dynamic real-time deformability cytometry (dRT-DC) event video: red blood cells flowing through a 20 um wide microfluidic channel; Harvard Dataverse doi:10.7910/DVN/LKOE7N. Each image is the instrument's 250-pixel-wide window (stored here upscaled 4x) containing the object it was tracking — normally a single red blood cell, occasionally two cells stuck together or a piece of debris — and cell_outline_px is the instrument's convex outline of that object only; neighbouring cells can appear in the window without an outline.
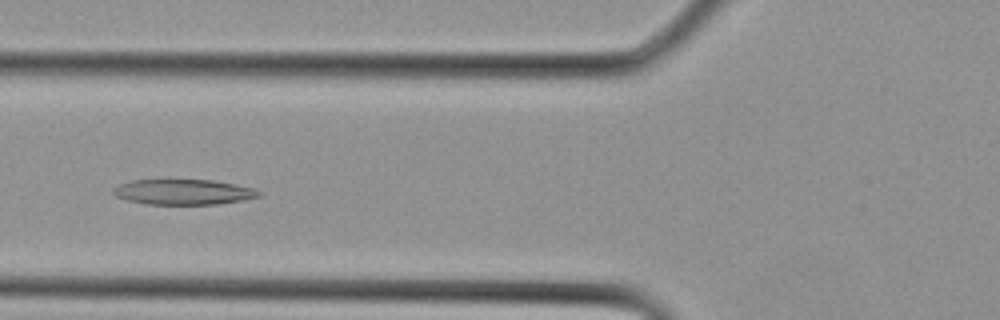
{"species": "Egyptian fruit bat (a non-hibernating species)", "species_latin": "Rousettus aegyptiacus", "temperature_condition": "cold", "stored_images_in_passage": 10, "camera_frame_rate_fps": 3000, "um_per_image_px": 0.085, "animal": {"sex": "female"}, "frame": {"image": 1, "passage_image": 7, "time_ms": 2.0, "image_size_px": [1000, 320], "cell_outline_px": [[260, 196], [244, 200], [216, 204], [148, 204], [128, 200], [116, 196], [112, 192], [112, 188], [128, 180], [212, 180], [236, 184], [252, 188], [260, 192]], "centroid_in_image_um": [15.57, 16.31], "position_along_channel_um": 110.2, "area_um2": 21.39}}
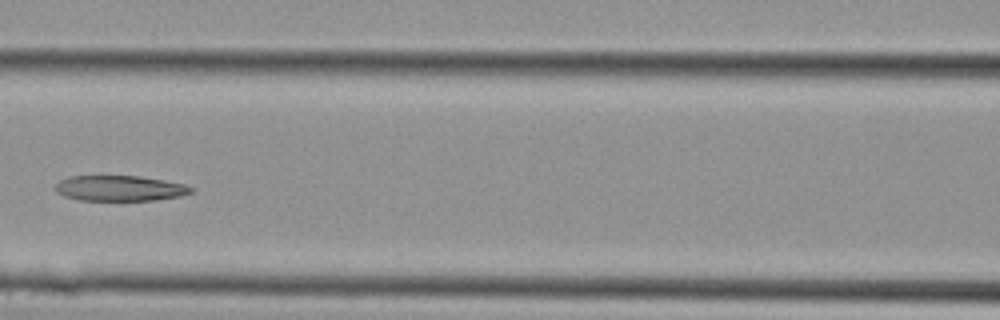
{"frame": {"image": 2, "passage_image": 9, "time_ms": 2.667, "image_size_px": [1000, 320], "cell_outline_px": [[196, 188], [192, 192], [180, 196], [152, 200], [80, 200], [64, 196], [56, 192], [56, 184], [60, 180], [68, 176], [140, 176], [164, 180], [184, 184]], "centroid_in_image_um": [10.19, 16.0], "position_along_channel_um": 156.4, "area_um2": 20.11}}